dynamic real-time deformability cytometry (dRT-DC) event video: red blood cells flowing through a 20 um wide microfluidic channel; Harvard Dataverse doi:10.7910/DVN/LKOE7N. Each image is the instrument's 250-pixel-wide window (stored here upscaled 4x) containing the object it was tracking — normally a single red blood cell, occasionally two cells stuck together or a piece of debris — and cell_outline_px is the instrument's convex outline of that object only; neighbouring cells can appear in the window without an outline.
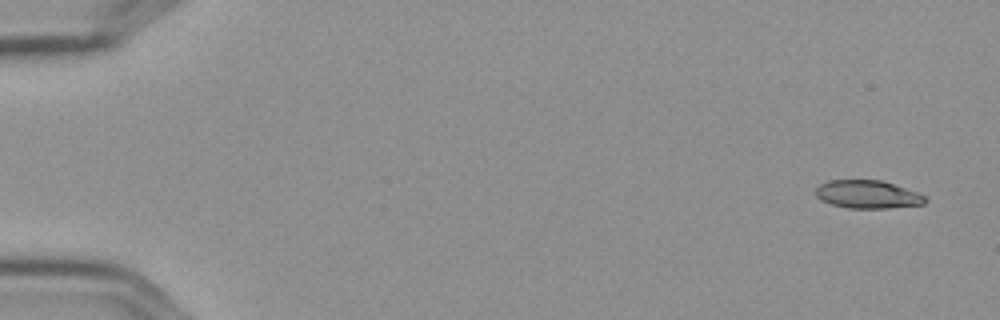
{"species": "Egyptian fruit bat (a non-hibernating species)", "species_latin": "Rousettus aegyptiacus", "temperature_condition": "cold", "stored_images_in_passage": 5, "camera_frame_rate_fps": 3000, "um_per_image_px": 0.085, "frame": {"image": 1, "passage_image": 1, "time_ms": 0.0, "image_size_px": [1000, 320], "cell_outline_px": [[928, 200], [924, 204], [888, 208], [848, 208], [832, 204], [820, 200], [812, 192], [820, 184], [828, 180], [880, 180], [916, 192], [924, 196]], "centroid_in_image_um": [73.69, 16.52], "position_along_channel_um": 11.3, "area_um2": 17.86}}